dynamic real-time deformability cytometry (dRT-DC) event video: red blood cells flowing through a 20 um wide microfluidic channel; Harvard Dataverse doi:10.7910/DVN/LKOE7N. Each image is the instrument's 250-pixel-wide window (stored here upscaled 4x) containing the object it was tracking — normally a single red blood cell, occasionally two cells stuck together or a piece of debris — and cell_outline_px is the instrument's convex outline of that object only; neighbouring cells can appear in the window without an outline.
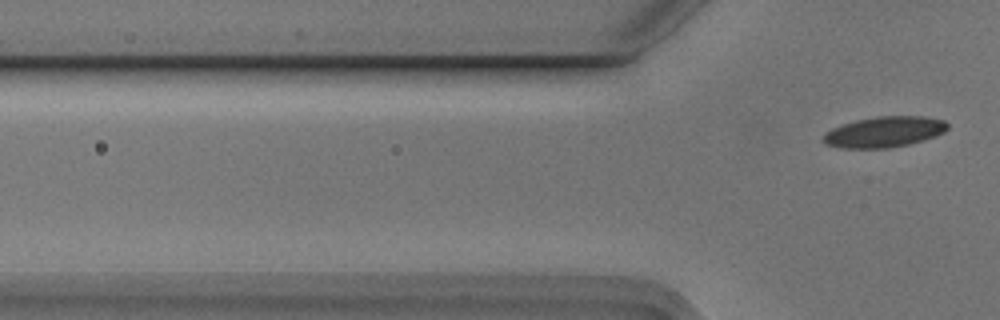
{"species": "Egyptian fruit bat (a non-hibernating species)", "species_latin": "Rousettus aegyptiacus", "temperature_condition": "cold", "stored_images_in_passage": 4, "camera_frame_rate_fps": 3000, "um_per_image_px": 0.085, "animal": {"sex": "male"}, "frame": {"image": 1, "passage_image": 4, "time_ms": 1.0, "image_size_px": [1000, 320], "cell_outline_px": [[948, 128], [944, 132], [908, 144], [888, 148], [840, 148], [824, 144], [820, 140], [820, 136], [832, 128], [856, 120], [876, 116], [924, 116], [944, 120], [948, 124]], "centroid_in_image_um": [75.09, 11.21], "position_along_channel_um": 50.7, "area_um2": 22.25}}